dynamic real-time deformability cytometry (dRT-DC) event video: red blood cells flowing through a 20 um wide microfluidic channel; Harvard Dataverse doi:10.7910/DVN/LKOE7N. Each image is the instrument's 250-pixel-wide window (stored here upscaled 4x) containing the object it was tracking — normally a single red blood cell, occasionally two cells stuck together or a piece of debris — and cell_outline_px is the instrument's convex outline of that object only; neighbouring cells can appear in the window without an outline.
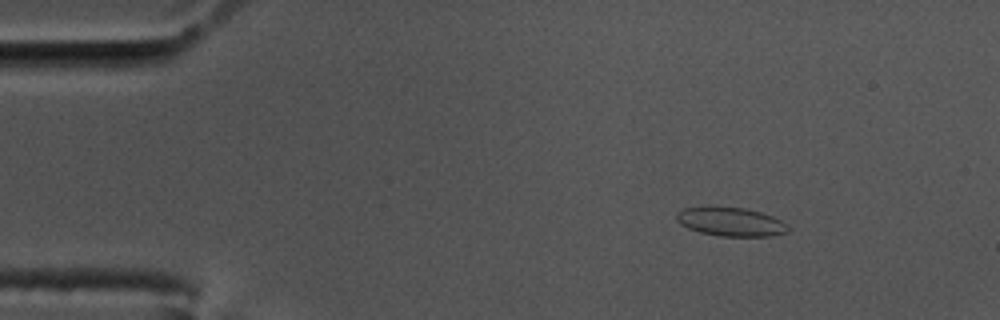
{"species": "common noctule bat (a hibernating species)", "species_latin": "Nyctalus noctula", "temperature_condition": "cold", "stored_images_in_passage": 51, "camera_frame_rate_fps": 3000, "um_per_image_px": 0.085, "animal": {"sex": "male", "body_mass_g": 17.5, "forearm_length_mm": 52.3}, "frame": {"image": 1, "passage_image": 1, "time_ms": 0.0, "image_size_px": [1000, 320], "cell_outline_px": [[788, 232], [772, 236], [720, 236], [700, 232], [688, 228], [680, 224], [676, 220], [676, 216], [684, 208], [708, 204], [744, 208], [760, 212], [772, 216], [788, 224]], "centroid_in_image_um": [62.08, 18.82], "position_along_channel_um": 22.9, "area_um2": 19.13}}
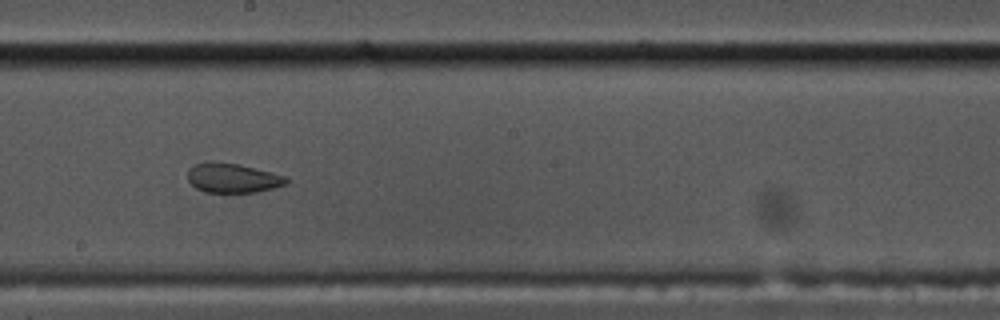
{"frame": {"image": 2, "passage_image": 25, "time_ms": 8.0, "image_size_px": [1000, 320], "cell_outline_px": [[288, 184], [256, 192], [204, 192], [196, 188], [188, 180], [188, 168], [192, 164], [208, 160], [212, 160], [240, 164], [272, 172], [284, 176], [288, 180]], "centroid_in_image_um": [19.73, 15.1], "position_along_channel_um": 228.5, "area_um2": 17.22}}
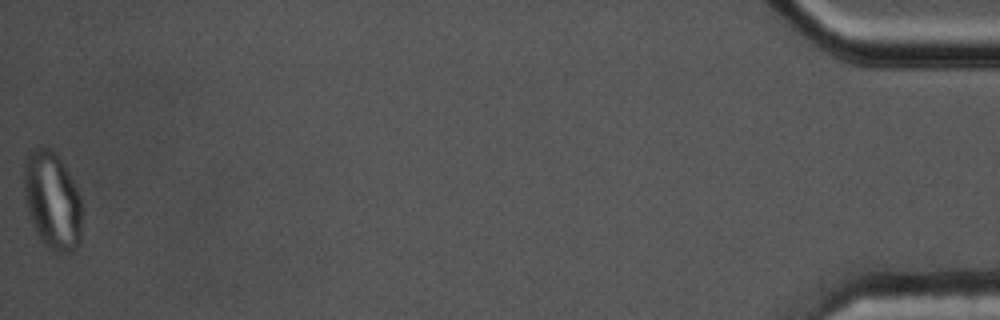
{"frame": {"image": 3, "passage_image": 51, "time_ms": 16.667, "image_size_px": [1000, 320], "cell_outline_px": [[80, 244], [72, 252], [60, 252], [44, 244], [28, 212], [24, 200], [24, 160], [28, 152], [32, 148], [44, 144], [56, 152], [68, 172], [80, 196]], "centroid_in_image_um": [4.42, 16.96], "position_along_channel_um": 430.8, "area_um2": 32.83}}